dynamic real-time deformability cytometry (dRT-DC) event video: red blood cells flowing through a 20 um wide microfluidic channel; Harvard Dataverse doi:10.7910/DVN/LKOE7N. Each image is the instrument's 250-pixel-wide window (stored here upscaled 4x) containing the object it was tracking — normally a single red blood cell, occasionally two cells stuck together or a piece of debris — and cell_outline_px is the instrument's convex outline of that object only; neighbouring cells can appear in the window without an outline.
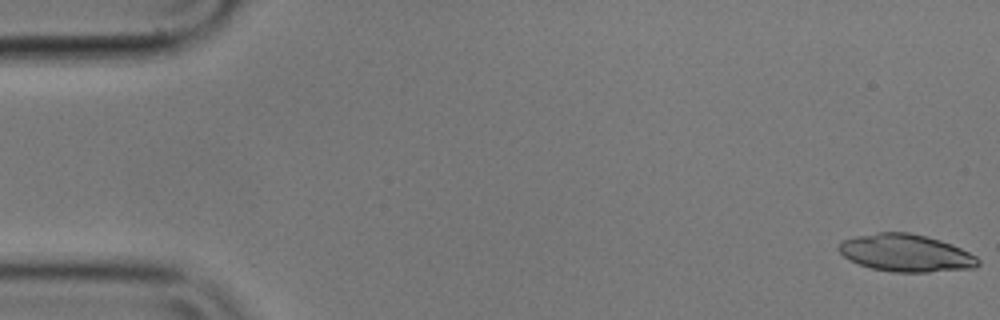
{"species": "common noctule bat (a hibernating species)", "species_latin": "Nyctalus noctula", "temperature_condition": "cold", "stored_images_in_passage": 21, "camera_frame_rate_fps": 3000, "um_per_image_px": 0.085, "animal": {"sex": "male", "body_mass_g": 17.9}, "frame": {"image": 1, "passage_image": 1, "time_ms": 0.0, "image_size_px": [1000, 320], "cell_outline_px": [[980, 264], [976, 268], [928, 272], [892, 272], [872, 268], [848, 260], [836, 248], [840, 240], [856, 236], [880, 232], [908, 232], [940, 240], [952, 244], [976, 256], [980, 260]], "centroid_in_image_um": [76.99, 21.51], "position_along_channel_um": 8.0, "area_um2": 30.46}}